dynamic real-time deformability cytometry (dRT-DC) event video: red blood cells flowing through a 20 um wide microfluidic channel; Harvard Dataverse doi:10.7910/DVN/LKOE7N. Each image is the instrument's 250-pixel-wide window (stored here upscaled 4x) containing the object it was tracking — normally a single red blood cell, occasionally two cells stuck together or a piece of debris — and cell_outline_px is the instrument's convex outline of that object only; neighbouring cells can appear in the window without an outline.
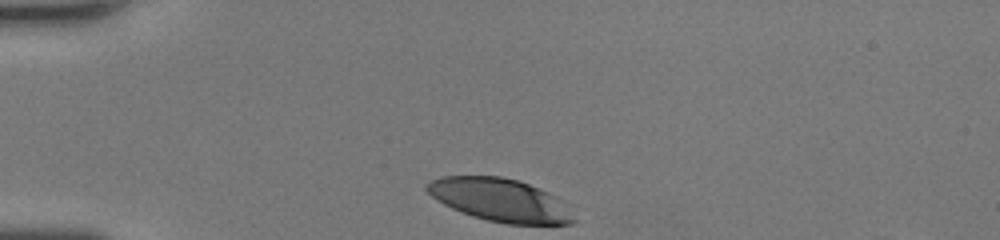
{"species": "human", "species_latin": "Homo sapiens", "temperature_condition": "room temperature", "stored_images_in_passage": 28, "camera_frame_rate_fps": 3000, "um_per_image_px": 0.085, "donor": {"sex": "female"}, "frame": {"image": 1, "passage_image": 1, "time_ms": 0.0, "image_size_px": [1000, 240], "cell_outline_px": [[576, 220], [572, 224], [504, 224], [472, 216], [452, 208], [436, 200], [424, 188], [432, 180], [444, 176], [500, 176], [516, 180], [528, 184], [548, 192], [564, 200]], "centroid_in_image_um": [42.54, 17.01], "position_along_channel_um": 42.5, "area_um2": 36.7}}
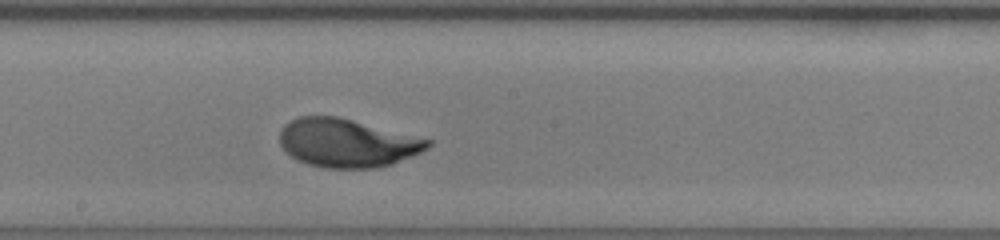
{"frame": {"image": 2, "passage_image": 16, "time_ms": 5.0, "image_size_px": [1000, 240], "cell_outline_px": [[432, 144], [428, 148], [412, 156], [392, 164], [376, 168], [324, 168], [308, 164], [292, 156], [280, 144], [280, 132], [284, 124], [300, 116], [336, 116], [432, 140]], "centroid_in_image_um": [29.51, 12.16], "position_along_channel_um": 218.7, "area_um2": 41.38}}
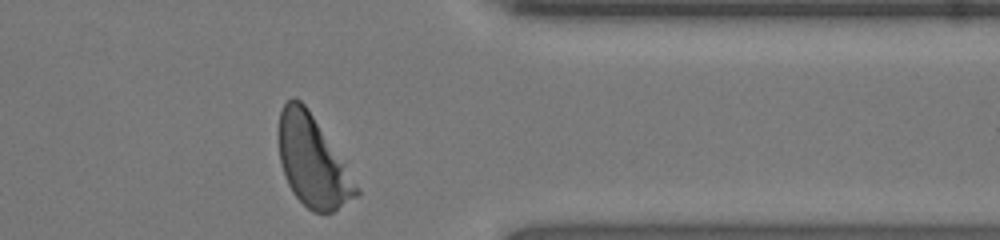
{"frame": {"image": 3, "passage_image": 28, "time_ms": 9.0, "image_size_px": [1000, 240], "cell_outline_px": [[360, 196], [332, 212], [312, 212], [292, 192], [284, 176], [280, 160], [276, 136], [280, 112], [284, 104], [292, 96], [300, 100], [304, 104], [360, 188]], "centroid_in_image_um": [26.53, 13.73], "position_along_channel_um": 384.9, "area_um2": 40.69}, "authors_computed_cell_mechanics": {"area_um2": 41.2692, "velocity_mm_per_s": 4.3466, "shape_relaxation_time_tau1_ms": 2.5262, "shape_relaxation_time_tau2_ms": null, "deformation_change_tau1": 0.1843, "deformation_change_tau2": null}}